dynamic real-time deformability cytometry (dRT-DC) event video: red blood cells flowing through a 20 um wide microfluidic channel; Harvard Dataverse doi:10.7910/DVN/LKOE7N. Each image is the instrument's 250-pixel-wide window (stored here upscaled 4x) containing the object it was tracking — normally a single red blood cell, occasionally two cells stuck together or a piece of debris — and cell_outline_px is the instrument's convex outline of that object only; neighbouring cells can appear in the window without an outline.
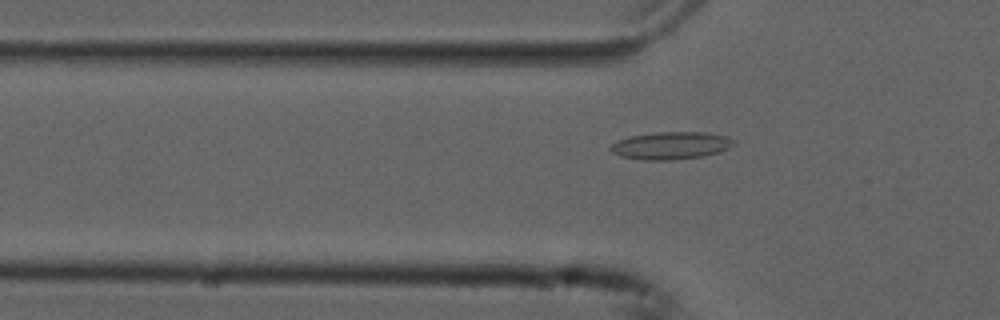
{"species": "common noctule bat (a hibernating species)", "species_latin": "Nyctalus noctula", "temperature_condition": "cold", "stored_images_in_passage": 45, "camera_frame_rate_fps": 3000, "um_per_image_px": 0.085, "animal": {"sex": "male", "forearm_length_mm": 52.5}, "frame": {"image": 1, "passage_image": 8, "time_ms": 2.333, "image_size_px": [1000, 320], "cell_outline_px": [[736, 144], [720, 152], [704, 156], [672, 160], [644, 160], [620, 156], [612, 152], [608, 148], [612, 144], [620, 140], [632, 136], [656, 132], [704, 132], [728, 136]], "centroid_in_image_um": [57.05, 12.38], "position_along_channel_um": 68.7, "area_um2": 19.71}}
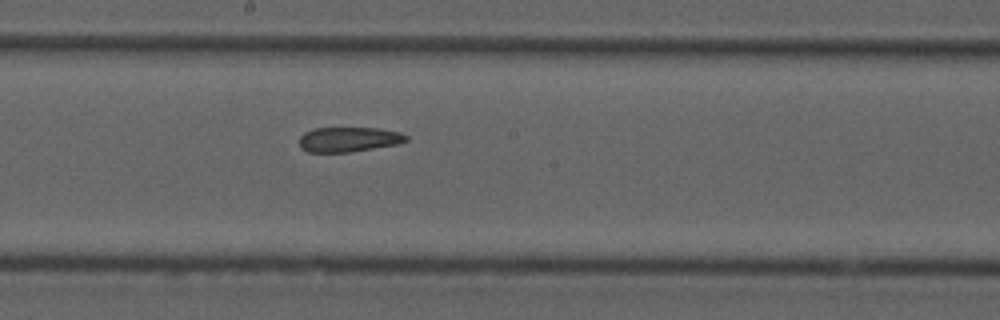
{"frame": {"image": 2, "passage_image": 20, "time_ms": 6.333, "image_size_px": [1000, 320], "cell_outline_px": [[408, 140], [400, 144], [352, 152], [308, 152], [300, 148], [300, 136], [304, 132], [316, 128], [376, 128], [400, 132], [408, 136]], "centroid_in_image_um": [29.66, 11.86], "position_along_channel_um": 218.5, "area_um2": 15.61}}
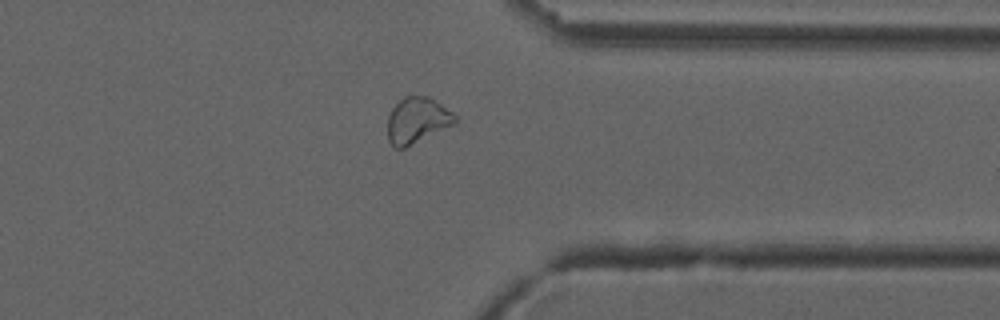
{"frame": {"image": 3, "passage_image": 33, "time_ms": 10.667, "image_size_px": [1000, 320], "cell_outline_px": [[456, 124], [404, 148], [392, 148], [388, 140], [388, 116], [392, 108], [404, 96], [428, 96], [452, 112], [456, 116]], "centroid_in_image_um": [35.44, 10.24], "position_along_channel_um": 376.0, "area_um2": 18.03}, "authors_computed_cell_mechanics": {"area_um2": 18.0336, "velocity_mm_per_s": 3.7464, "shape_relaxation_time_tau1_ms": null, "shape_relaxation_time_tau2_ms": 3.1705, "deformation_change_tau1": null, "deformation_change_tau2": 0.0966}}